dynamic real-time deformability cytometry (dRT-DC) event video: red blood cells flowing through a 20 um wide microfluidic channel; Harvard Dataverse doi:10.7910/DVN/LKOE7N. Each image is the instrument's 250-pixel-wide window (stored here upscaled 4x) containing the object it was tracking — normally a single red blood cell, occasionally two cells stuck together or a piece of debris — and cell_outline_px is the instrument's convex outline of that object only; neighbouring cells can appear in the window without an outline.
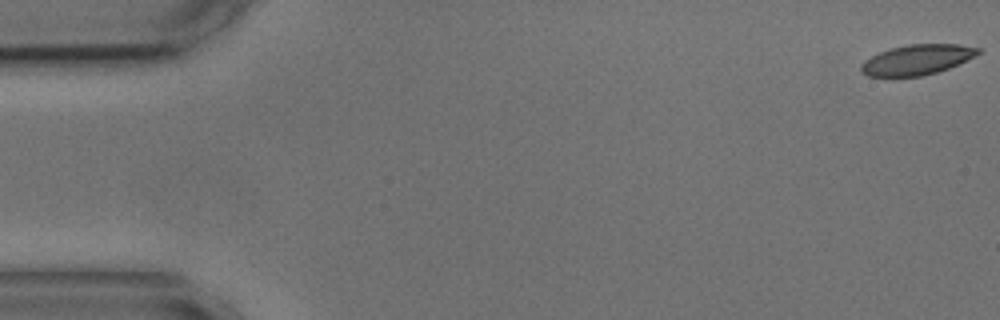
{"species": "common noctule bat (a hibernating species)", "species_latin": "Nyctalus noctula", "temperature_condition": "cold", "stored_images_in_passage": 12, "camera_frame_rate_fps": 3000, "um_per_image_px": 0.085, "animal": {"sex": "male", "body_mass_g": 17.9, "forearm_length_mm": 54.2}, "frame": {"image": 1, "passage_image": 1, "time_ms": 0.0, "image_size_px": [1000, 320], "cell_outline_px": [[980, 52], [948, 68], [936, 72], [920, 76], [868, 76], [860, 72], [860, 64], [864, 60], [880, 52], [892, 48], [908, 44], [960, 44], [980, 48]], "centroid_in_image_um": [77.89, 5.07], "position_along_channel_um": 7.1, "area_um2": 20.23}}